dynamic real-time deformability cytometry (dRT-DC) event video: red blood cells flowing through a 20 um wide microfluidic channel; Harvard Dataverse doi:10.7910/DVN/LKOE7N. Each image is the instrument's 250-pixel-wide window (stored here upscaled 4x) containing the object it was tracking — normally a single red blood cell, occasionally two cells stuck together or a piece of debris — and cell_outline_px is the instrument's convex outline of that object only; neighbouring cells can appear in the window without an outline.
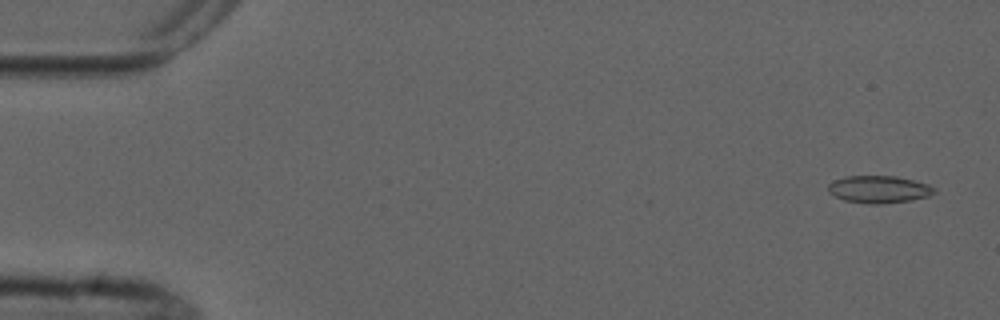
{"species": "common noctule bat (a hibernating species)", "species_latin": "Nyctalus noctula", "temperature_condition": "cold", "stored_images_in_passage": 4, "camera_frame_rate_fps": 3000, "um_per_image_px": 0.085, "animal": {"sex": "male", "forearm_length_mm": 52.5}, "frame": {"image": 1, "passage_image": 1, "time_ms": 0.0, "image_size_px": [1000, 320], "cell_outline_px": [[936, 192], [928, 196], [912, 200], [880, 204], [868, 204], [844, 200], [828, 192], [828, 184], [836, 180], [848, 176], [896, 176], [928, 184], [936, 188]], "centroid_in_image_um": [74.73, 16.1], "position_along_channel_um": 10.3, "area_um2": 16.82}}
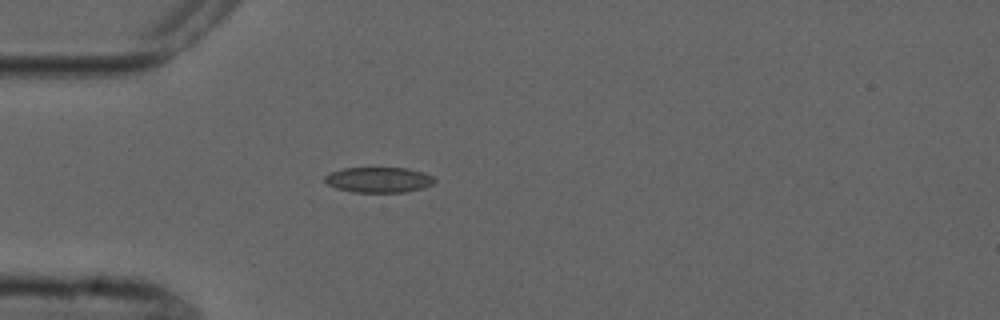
{"frame": {"image": 2, "passage_image": 4, "time_ms": 4.333, "image_size_px": [1000, 320], "cell_outline_px": [[436, 180], [432, 184], [424, 188], [404, 192], [352, 192], [336, 188], [328, 184], [324, 180], [324, 176], [328, 172], [344, 168], [408, 168], [424, 172], [432, 176]], "centroid_in_image_um": [32.18, 15.28], "position_along_channel_um": 52.8, "area_um2": 16.36}}